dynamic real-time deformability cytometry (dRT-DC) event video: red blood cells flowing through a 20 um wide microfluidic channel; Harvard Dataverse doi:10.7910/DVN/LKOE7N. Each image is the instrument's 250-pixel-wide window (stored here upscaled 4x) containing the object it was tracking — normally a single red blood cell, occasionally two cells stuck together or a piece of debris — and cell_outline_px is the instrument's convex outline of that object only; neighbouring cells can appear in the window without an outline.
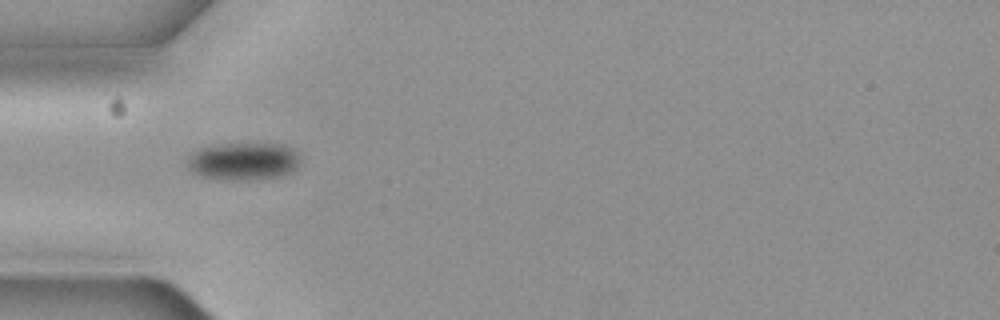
{"species": "common noctule bat (a hibernating species)", "species_latin": "Nyctalus noctula", "temperature_condition": "cold", "stored_images_in_passage": 9, "camera_frame_rate_fps": 3000, "um_per_image_px": 0.085, "animal": {"sex": "female", "body_mass_g": 19.3, "forearm_length_mm": 54.1}, "frame": {"image": 1, "passage_image": 6, "time_ms": 1.667, "image_size_px": [1000, 320], "cell_outline_px": [[300, 164], [292, 172], [280, 176], [248, 180], [200, 176], [192, 172], [188, 168], [188, 156], [192, 152], [208, 144], [284, 144], [292, 148], [296, 152], [300, 160]], "centroid_in_image_um": [20.69, 13.69], "position_along_channel_um": 64.3, "area_um2": 24.74}}